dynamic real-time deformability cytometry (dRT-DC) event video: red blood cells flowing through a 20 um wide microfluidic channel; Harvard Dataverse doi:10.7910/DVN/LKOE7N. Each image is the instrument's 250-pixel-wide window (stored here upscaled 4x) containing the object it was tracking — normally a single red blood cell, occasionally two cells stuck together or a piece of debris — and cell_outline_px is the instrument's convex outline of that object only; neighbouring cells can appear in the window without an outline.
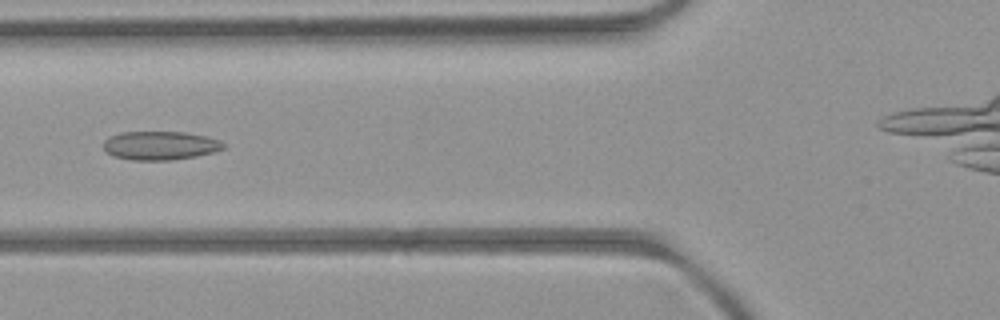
{"species": "common noctule bat (a hibernating species)", "species_latin": "Nyctalus noctula", "temperature_condition": "room temperature", "stored_images_in_passage": 6, "camera_frame_rate_fps": 3000, "um_per_image_px": 0.085, "animal": {"sex": "female", "body_mass_g": 21.9}, "frame": {"image": 1, "passage_image": 5, "time_ms": 4.667, "image_size_px": [1000, 320], "cell_outline_px": [[224, 148], [212, 152], [196, 156], [172, 160], [132, 160], [116, 156], [108, 152], [104, 148], [104, 140], [120, 132], [188, 132], [208, 136], [220, 140], [224, 144]], "centroid_in_image_um": [13.65, 12.36], "position_along_channel_um": 112.1, "area_um2": 19.94}}
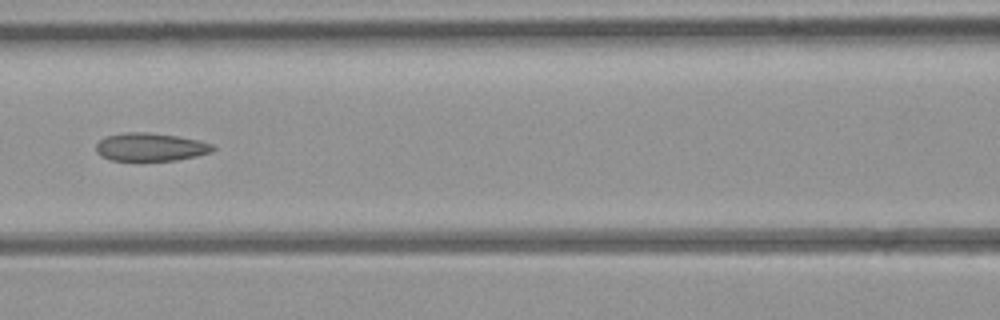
{"frame": {"image": 2, "passage_image": 6, "time_ms": 5.667, "image_size_px": [1000, 320], "cell_outline_px": [[216, 148], [212, 152], [196, 156], [176, 160], [112, 160], [100, 156], [96, 152], [96, 144], [100, 140], [108, 136], [124, 132], [148, 132], [176, 136], [200, 140], [212, 144]], "centroid_in_image_um": [12.8, 12.49], "position_along_channel_um": 153.8, "area_um2": 19.07}}